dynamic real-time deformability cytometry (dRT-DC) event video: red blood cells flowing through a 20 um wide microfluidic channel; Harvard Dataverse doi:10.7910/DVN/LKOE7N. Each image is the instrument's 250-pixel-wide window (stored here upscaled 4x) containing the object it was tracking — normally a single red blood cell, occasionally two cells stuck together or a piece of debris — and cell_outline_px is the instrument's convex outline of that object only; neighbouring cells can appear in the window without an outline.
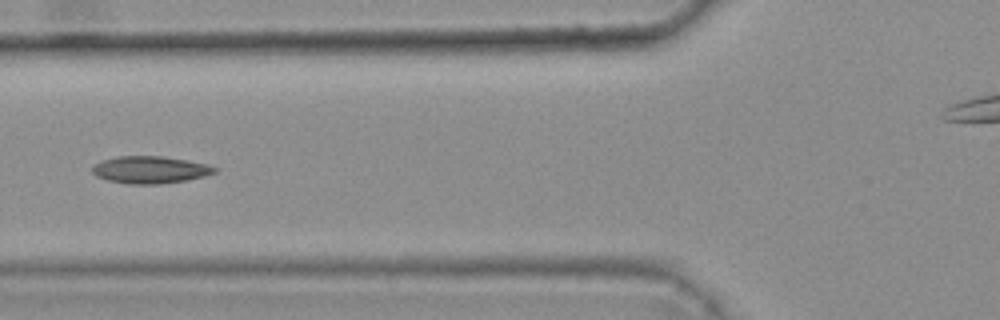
{"species": "common noctule bat (a hibernating species)", "species_latin": "Nyctalus noctula", "temperature_condition": "warm", "stored_images_in_passage": 5, "camera_frame_rate_fps": 3000, "um_per_image_px": 0.085, "animal": {"sex": "female", "body_mass_g": 25.1}, "frame": {"image": 1, "passage_image": 5, "time_ms": 1.333, "image_size_px": [1000, 320], "cell_outline_px": [[216, 172], [204, 176], [188, 180], [160, 184], [128, 184], [108, 180], [96, 176], [92, 172], [92, 168], [100, 160], [116, 156], [160, 156], [188, 160], [208, 164], [216, 168]], "centroid_in_image_um": [12.75, 14.43], "position_along_channel_um": 113.0, "area_um2": 19.48}}